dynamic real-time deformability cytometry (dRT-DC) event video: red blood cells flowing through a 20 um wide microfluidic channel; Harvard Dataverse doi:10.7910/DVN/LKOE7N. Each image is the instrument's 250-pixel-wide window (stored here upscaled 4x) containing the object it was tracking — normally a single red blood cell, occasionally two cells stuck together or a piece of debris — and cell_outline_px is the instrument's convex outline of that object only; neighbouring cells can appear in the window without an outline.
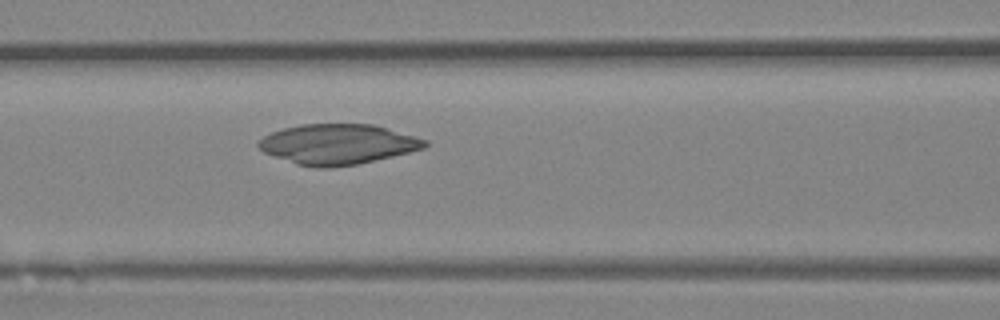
{"species": "Egyptian fruit bat (a non-hibernating species)", "species_latin": "Rousettus aegyptiacus", "temperature_condition": "room temperature", "stored_images_in_passage": 36, "camera_frame_rate_fps": 3000, "um_per_image_px": 0.085, "animal": {"sex": "female"}, "frame": {"image": 1, "passage_image": 9, "time_ms": 2.667, "image_size_px": [1000, 320], "cell_outline_px": [[428, 144], [424, 148], [392, 156], [356, 164], [332, 168], [316, 168], [296, 164], [264, 152], [256, 144], [264, 136], [272, 132], [284, 128], [300, 124], [372, 124], [388, 128], [416, 136], [428, 140]], "centroid_in_image_um": [28.71, 12.25], "position_along_channel_um": 137.9, "area_um2": 38.84}}
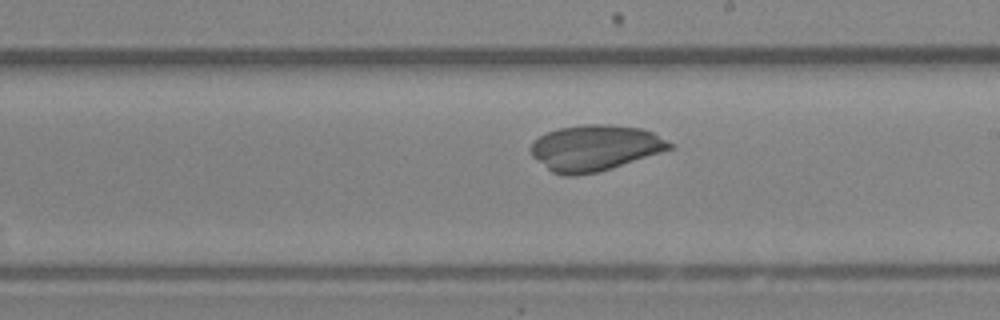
{"frame": {"image": 2, "passage_image": 16, "time_ms": 5.0, "image_size_px": [1000, 320], "cell_outline_px": [[676, 144], [672, 148], [660, 152], [596, 172], [576, 176], [564, 176], [552, 172], [532, 156], [528, 148], [540, 136], [548, 132], [560, 128], [584, 124], [608, 124], [640, 128], [652, 132]], "centroid_in_image_um": [50.55, 12.56], "position_along_channel_um": 238.5, "area_um2": 36.7}}
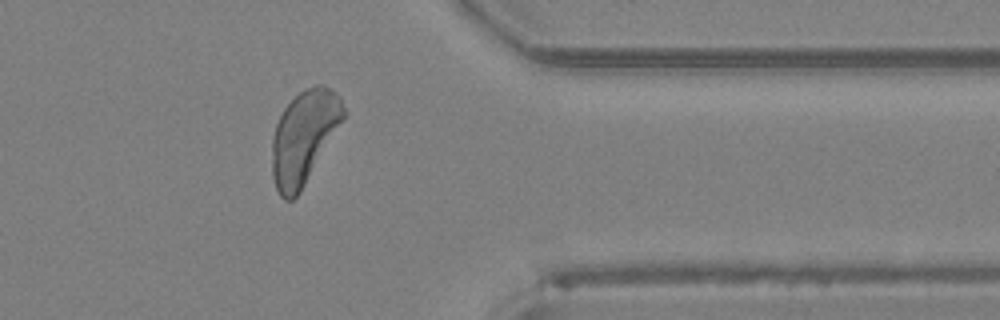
{"frame": {"image": 3, "passage_image": 27, "time_ms": 8.667, "image_size_px": [1000, 320], "cell_outline_px": [[344, 120], [300, 192], [292, 200], [284, 200], [280, 196], [276, 188], [272, 176], [272, 136], [276, 124], [284, 108], [304, 88], [316, 84], [324, 84], [340, 96], [344, 108]], "centroid_in_image_um": [25.84, 11.65], "position_along_channel_um": 385.6, "area_um2": 38.73}}